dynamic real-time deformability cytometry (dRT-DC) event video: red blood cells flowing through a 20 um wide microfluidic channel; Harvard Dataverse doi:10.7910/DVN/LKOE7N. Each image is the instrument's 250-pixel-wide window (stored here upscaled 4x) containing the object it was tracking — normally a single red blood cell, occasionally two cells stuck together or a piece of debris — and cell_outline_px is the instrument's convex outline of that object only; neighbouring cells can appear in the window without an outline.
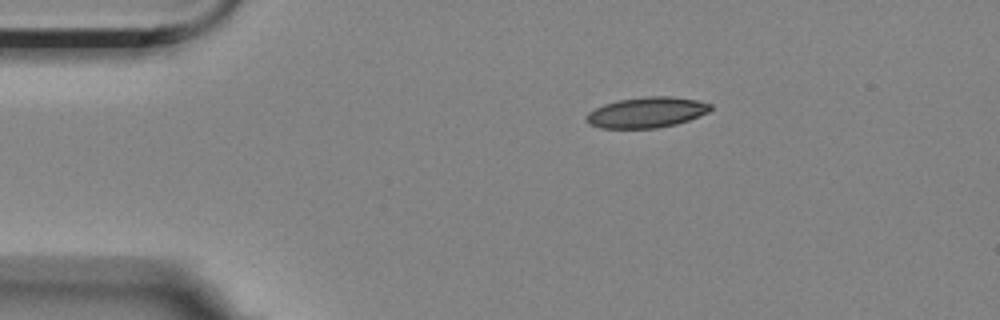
{"species": "Egyptian fruit bat (a non-hibernating species)", "species_latin": "Rousettus aegyptiacus", "temperature_condition": "room temperature", "stored_images_in_passage": 4, "camera_frame_rate_fps": 3000, "um_per_image_px": 0.085, "animal": {"sex": "female"}, "frame": {"image": 1, "passage_image": 1, "time_ms": 0.0, "image_size_px": [1000, 320], "cell_outline_px": [[712, 108], [708, 112], [688, 120], [676, 124], [656, 128], [600, 128], [588, 124], [584, 116], [588, 112], [604, 104], [620, 100], [644, 96], [672, 96], [696, 100], [712, 104]], "centroid_in_image_um": [54.94, 9.55], "position_along_channel_um": 30.1, "area_um2": 22.14}}
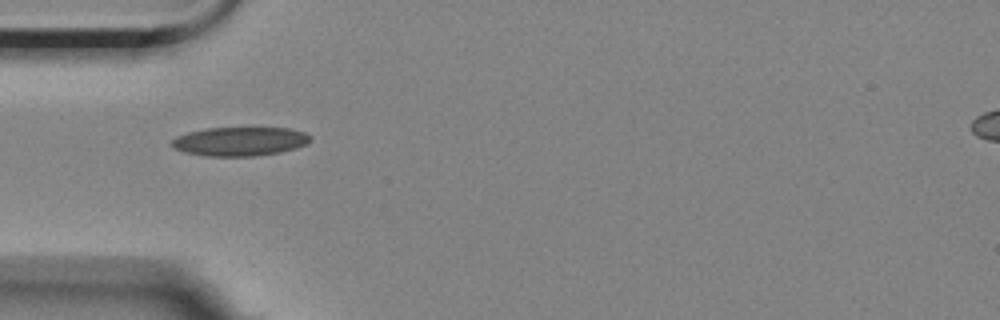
{"frame": {"image": 2, "passage_image": 3, "time_ms": 2.333, "image_size_px": [1000, 320], "cell_outline_px": [[312, 140], [308, 144], [296, 148], [280, 152], [256, 156], [204, 156], [184, 152], [172, 148], [172, 140], [176, 136], [188, 132], [204, 128], [288, 128], [304, 132], [312, 136]], "centroid_in_image_um": [20.4, 12.02], "position_along_channel_um": 64.6, "area_um2": 23.58}}
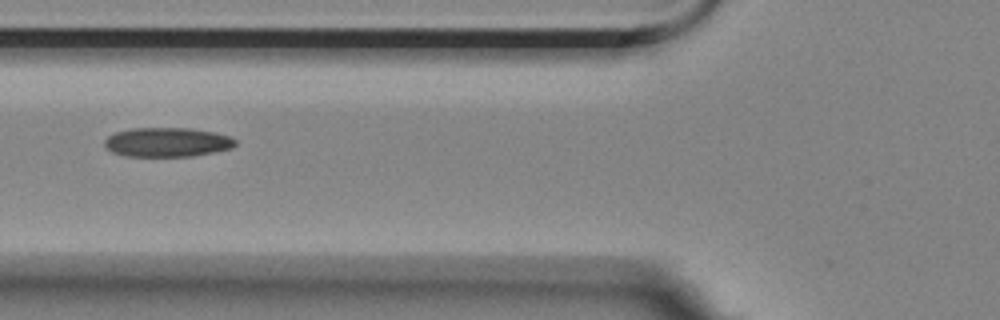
{"frame": {"image": 3, "passage_image": 4, "time_ms": 3.667, "image_size_px": [1000, 320], "cell_outline_px": [[236, 144], [232, 148], [192, 156], [124, 156], [112, 152], [104, 144], [104, 140], [108, 136], [116, 132], [132, 128], [188, 128], [216, 132], [232, 136], [236, 140]], "centroid_in_image_um": [14.23, 12.08], "position_along_channel_um": 111.6, "area_um2": 22.37}}